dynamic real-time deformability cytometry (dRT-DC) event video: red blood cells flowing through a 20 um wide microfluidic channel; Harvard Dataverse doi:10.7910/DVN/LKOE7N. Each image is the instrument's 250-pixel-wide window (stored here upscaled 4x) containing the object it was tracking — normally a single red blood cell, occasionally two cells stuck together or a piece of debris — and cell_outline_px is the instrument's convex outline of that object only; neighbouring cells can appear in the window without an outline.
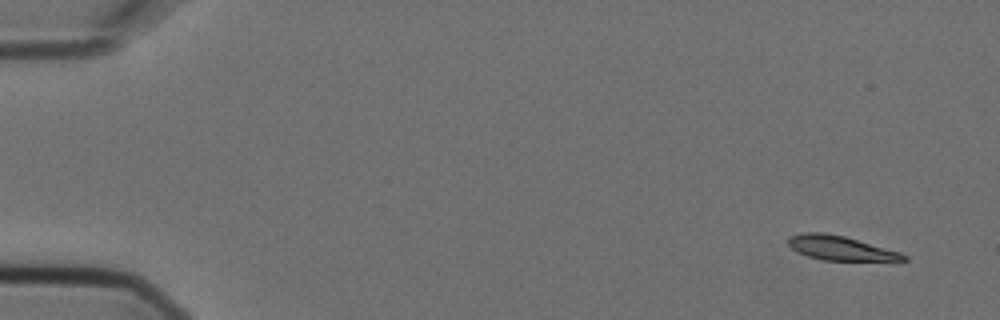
{"species": "Egyptian fruit bat (a non-hibernating species)", "species_latin": "Rousettus aegyptiacus", "temperature_condition": "cold", "stored_images_in_passage": 5, "camera_frame_rate_fps": 3000, "um_per_image_px": 0.085, "animal": {"sex": "female"}, "frame": {"image": 1, "passage_image": 1, "time_ms": 0.0, "image_size_px": [1000, 320], "cell_outline_px": [[908, 260], [896, 264], [824, 260], [808, 256], [792, 248], [788, 244], [788, 236], [804, 232], [820, 232], [844, 236], [900, 252], [908, 256]], "centroid_in_image_um": [71.64, 21.15], "position_along_channel_um": 13.4, "area_um2": 17.22}}
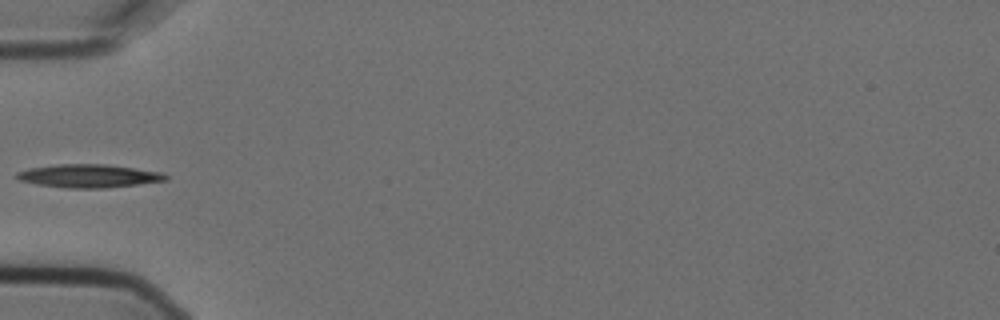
{"frame": {"image": 2, "passage_image": 4, "time_ms": 1.0, "image_size_px": [1000, 320], "cell_outline_px": [[168, 180], [104, 188], [68, 188], [36, 184], [20, 180], [16, 176], [16, 172], [28, 168], [56, 164], [104, 164], [160, 172], [168, 176]], "centroid_in_image_um": [7.49, 14.95], "position_along_channel_um": 77.5, "area_um2": 19.94}}
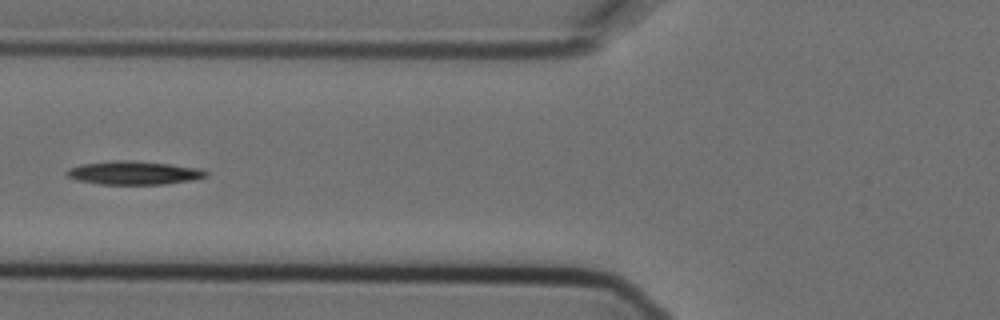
{"frame": {"image": 3, "passage_image": 5, "time_ms": 1.333, "image_size_px": [1000, 320], "cell_outline_px": [[208, 176], [192, 180], [160, 184], [100, 184], [76, 180], [68, 176], [64, 172], [68, 168], [80, 164], [112, 160], [136, 160], [200, 168], [208, 172]], "centroid_in_image_um": [11.34, 14.68], "position_along_channel_um": 114.5, "area_um2": 19.13}}